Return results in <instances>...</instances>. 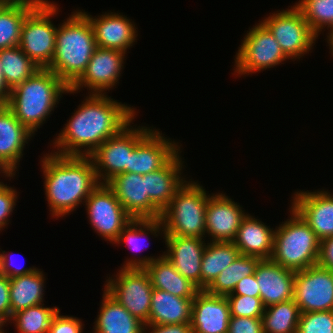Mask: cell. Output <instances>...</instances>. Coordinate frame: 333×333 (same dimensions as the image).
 I'll list each match as a JSON object with an SVG mask.
<instances>
[{
    "mask_svg": "<svg viewBox=\"0 0 333 333\" xmlns=\"http://www.w3.org/2000/svg\"><path fill=\"white\" fill-rule=\"evenodd\" d=\"M300 314L294 299L265 307L261 317L264 333H297Z\"/></svg>",
    "mask_w": 333,
    "mask_h": 333,
    "instance_id": "836d02e7",
    "label": "cell"
},
{
    "mask_svg": "<svg viewBox=\"0 0 333 333\" xmlns=\"http://www.w3.org/2000/svg\"><path fill=\"white\" fill-rule=\"evenodd\" d=\"M0 63V104H6L8 102L11 90L5 83L3 71Z\"/></svg>",
    "mask_w": 333,
    "mask_h": 333,
    "instance_id": "c3c4849f",
    "label": "cell"
},
{
    "mask_svg": "<svg viewBox=\"0 0 333 333\" xmlns=\"http://www.w3.org/2000/svg\"><path fill=\"white\" fill-rule=\"evenodd\" d=\"M226 193L210 194L206 206V232L210 242H232L247 215ZM211 237V238H210Z\"/></svg>",
    "mask_w": 333,
    "mask_h": 333,
    "instance_id": "2e32d148",
    "label": "cell"
},
{
    "mask_svg": "<svg viewBox=\"0 0 333 333\" xmlns=\"http://www.w3.org/2000/svg\"><path fill=\"white\" fill-rule=\"evenodd\" d=\"M106 184L132 218H161L162 211L146 195V179H143V175L120 173Z\"/></svg>",
    "mask_w": 333,
    "mask_h": 333,
    "instance_id": "e0dca14e",
    "label": "cell"
},
{
    "mask_svg": "<svg viewBox=\"0 0 333 333\" xmlns=\"http://www.w3.org/2000/svg\"><path fill=\"white\" fill-rule=\"evenodd\" d=\"M276 12L264 17L261 22L269 29L289 59L300 60L313 49L318 36L295 5Z\"/></svg>",
    "mask_w": 333,
    "mask_h": 333,
    "instance_id": "30bf717a",
    "label": "cell"
},
{
    "mask_svg": "<svg viewBox=\"0 0 333 333\" xmlns=\"http://www.w3.org/2000/svg\"><path fill=\"white\" fill-rule=\"evenodd\" d=\"M230 307V316L261 318L265 307L260 297L248 295H226Z\"/></svg>",
    "mask_w": 333,
    "mask_h": 333,
    "instance_id": "f35d334b",
    "label": "cell"
},
{
    "mask_svg": "<svg viewBox=\"0 0 333 333\" xmlns=\"http://www.w3.org/2000/svg\"><path fill=\"white\" fill-rule=\"evenodd\" d=\"M327 36V43L331 52V55L333 56V31L329 33Z\"/></svg>",
    "mask_w": 333,
    "mask_h": 333,
    "instance_id": "681fc988",
    "label": "cell"
},
{
    "mask_svg": "<svg viewBox=\"0 0 333 333\" xmlns=\"http://www.w3.org/2000/svg\"><path fill=\"white\" fill-rule=\"evenodd\" d=\"M153 235L165 237L164 225L161 218L156 219H131V221L120 232L113 244H126L132 251H142L141 239ZM163 235V236H162Z\"/></svg>",
    "mask_w": 333,
    "mask_h": 333,
    "instance_id": "d590c367",
    "label": "cell"
},
{
    "mask_svg": "<svg viewBox=\"0 0 333 333\" xmlns=\"http://www.w3.org/2000/svg\"><path fill=\"white\" fill-rule=\"evenodd\" d=\"M290 207V219L275 228L271 260L296 272L318 264L320 240L301 215Z\"/></svg>",
    "mask_w": 333,
    "mask_h": 333,
    "instance_id": "5b68a950",
    "label": "cell"
},
{
    "mask_svg": "<svg viewBox=\"0 0 333 333\" xmlns=\"http://www.w3.org/2000/svg\"><path fill=\"white\" fill-rule=\"evenodd\" d=\"M274 231L275 229L248 213L243 218L232 242L239 249L240 255L271 259Z\"/></svg>",
    "mask_w": 333,
    "mask_h": 333,
    "instance_id": "484cf974",
    "label": "cell"
},
{
    "mask_svg": "<svg viewBox=\"0 0 333 333\" xmlns=\"http://www.w3.org/2000/svg\"><path fill=\"white\" fill-rule=\"evenodd\" d=\"M291 206L301 215L322 241L333 236V194L317 190L295 191Z\"/></svg>",
    "mask_w": 333,
    "mask_h": 333,
    "instance_id": "ac0fdd59",
    "label": "cell"
},
{
    "mask_svg": "<svg viewBox=\"0 0 333 333\" xmlns=\"http://www.w3.org/2000/svg\"><path fill=\"white\" fill-rule=\"evenodd\" d=\"M40 161L44 192L54 218L75 211L100 184L89 156H62L51 152Z\"/></svg>",
    "mask_w": 333,
    "mask_h": 333,
    "instance_id": "7a4b0ae2",
    "label": "cell"
},
{
    "mask_svg": "<svg viewBox=\"0 0 333 333\" xmlns=\"http://www.w3.org/2000/svg\"><path fill=\"white\" fill-rule=\"evenodd\" d=\"M180 153L179 150L162 168L143 175V179H146V195L161 211L187 181L182 176L186 166Z\"/></svg>",
    "mask_w": 333,
    "mask_h": 333,
    "instance_id": "d4e9b609",
    "label": "cell"
},
{
    "mask_svg": "<svg viewBox=\"0 0 333 333\" xmlns=\"http://www.w3.org/2000/svg\"><path fill=\"white\" fill-rule=\"evenodd\" d=\"M89 19L93 30L96 47L114 49L127 54L137 42V28L127 16L118 12H105V14L93 17L81 10Z\"/></svg>",
    "mask_w": 333,
    "mask_h": 333,
    "instance_id": "d6986e66",
    "label": "cell"
},
{
    "mask_svg": "<svg viewBox=\"0 0 333 333\" xmlns=\"http://www.w3.org/2000/svg\"><path fill=\"white\" fill-rule=\"evenodd\" d=\"M10 278L0 274V322H9L11 320L10 306Z\"/></svg>",
    "mask_w": 333,
    "mask_h": 333,
    "instance_id": "ee69618b",
    "label": "cell"
},
{
    "mask_svg": "<svg viewBox=\"0 0 333 333\" xmlns=\"http://www.w3.org/2000/svg\"><path fill=\"white\" fill-rule=\"evenodd\" d=\"M45 274L40 269L10 278V306L12 315L31 306L43 304Z\"/></svg>",
    "mask_w": 333,
    "mask_h": 333,
    "instance_id": "f1b7e54d",
    "label": "cell"
},
{
    "mask_svg": "<svg viewBox=\"0 0 333 333\" xmlns=\"http://www.w3.org/2000/svg\"><path fill=\"white\" fill-rule=\"evenodd\" d=\"M149 331H148V330ZM142 333H193L191 323L181 324H144Z\"/></svg>",
    "mask_w": 333,
    "mask_h": 333,
    "instance_id": "f6af8a7d",
    "label": "cell"
},
{
    "mask_svg": "<svg viewBox=\"0 0 333 333\" xmlns=\"http://www.w3.org/2000/svg\"><path fill=\"white\" fill-rule=\"evenodd\" d=\"M34 135L15 117L6 104H0V165L16 175L25 145Z\"/></svg>",
    "mask_w": 333,
    "mask_h": 333,
    "instance_id": "603a6c76",
    "label": "cell"
},
{
    "mask_svg": "<svg viewBox=\"0 0 333 333\" xmlns=\"http://www.w3.org/2000/svg\"><path fill=\"white\" fill-rule=\"evenodd\" d=\"M84 325L77 317L60 315L59 313L48 333H83Z\"/></svg>",
    "mask_w": 333,
    "mask_h": 333,
    "instance_id": "b9f144b4",
    "label": "cell"
},
{
    "mask_svg": "<svg viewBox=\"0 0 333 333\" xmlns=\"http://www.w3.org/2000/svg\"><path fill=\"white\" fill-rule=\"evenodd\" d=\"M125 262L120 268H144L150 277L153 288L182 298H194L200 290L189 279L182 276L164 254L158 257L127 258Z\"/></svg>",
    "mask_w": 333,
    "mask_h": 333,
    "instance_id": "9a60e30c",
    "label": "cell"
},
{
    "mask_svg": "<svg viewBox=\"0 0 333 333\" xmlns=\"http://www.w3.org/2000/svg\"><path fill=\"white\" fill-rule=\"evenodd\" d=\"M194 298H182L169 292L153 288L149 324L191 323Z\"/></svg>",
    "mask_w": 333,
    "mask_h": 333,
    "instance_id": "83f0119b",
    "label": "cell"
},
{
    "mask_svg": "<svg viewBox=\"0 0 333 333\" xmlns=\"http://www.w3.org/2000/svg\"><path fill=\"white\" fill-rule=\"evenodd\" d=\"M126 53L96 47L83 74L69 87L67 93H78L87 87L88 94H107L116 88L124 68ZM81 89V90H80ZM79 90V91H78Z\"/></svg>",
    "mask_w": 333,
    "mask_h": 333,
    "instance_id": "4fadbf2b",
    "label": "cell"
},
{
    "mask_svg": "<svg viewBox=\"0 0 333 333\" xmlns=\"http://www.w3.org/2000/svg\"><path fill=\"white\" fill-rule=\"evenodd\" d=\"M206 192L197 181L184 183L162 211L165 235L207 237L205 216L210 194Z\"/></svg>",
    "mask_w": 333,
    "mask_h": 333,
    "instance_id": "8992f818",
    "label": "cell"
},
{
    "mask_svg": "<svg viewBox=\"0 0 333 333\" xmlns=\"http://www.w3.org/2000/svg\"><path fill=\"white\" fill-rule=\"evenodd\" d=\"M15 188L7 186L0 181V231L9 224V217L16 206L17 194ZM8 222V223H7Z\"/></svg>",
    "mask_w": 333,
    "mask_h": 333,
    "instance_id": "ab89813d",
    "label": "cell"
},
{
    "mask_svg": "<svg viewBox=\"0 0 333 333\" xmlns=\"http://www.w3.org/2000/svg\"><path fill=\"white\" fill-rule=\"evenodd\" d=\"M125 104L107 94H88L53 139L56 151L52 150V153L90 156L103 142L116 136L136 118L138 112L135 107Z\"/></svg>",
    "mask_w": 333,
    "mask_h": 333,
    "instance_id": "6da1fadb",
    "label": "cell"
},
{
    "mask_svg": "<svg viewBox=\"0 0 333 333\" xmlns=\"http://www.w3.org/2000/svg\"><path fill=\"white\" fill-rule=\"evenodd\" d=\"M297 333H333V310L301 313Z\"/></svg>",
    "mask_w": 333,
    "mask_h": 333,
    "instance_id": "74e56055",
    "label": "cell"
},
{
    "mask_svg": "<svg viewBox=\"0 0 333 333\" xmlns=\"http://www.w3.org/2000/svg\"><path fill=\"white\" fill-rule=\"evenodd\" d=\"M6 323H8V322H0V333H5V331L3 330L4 328V326L5 325H7Z\"/></svg>",
    "mask_w": 333,
    "mask_h": 333,
    "instance_id": "f5cc1de1",
    "label": "cell"
},
{
    "mask_svg": "<svg viewBox=\"0 0 333 333\" xmlns=\"http://www.w3.org/2000/svg\"><path fill=\"white\" fill-rule=\"evenodd\" d=\"M59 313L58 307H46L43 303L14 313L10 322L18 333H48Z\"/></svg>",
    "mask_w": 333,
    "mask_h": 333,
    "instance_id": "e575fe53",
    "label": "cell"
},
{
    "mask_svg": "<svg viewBox=\"0 0 333 333\" xmlns=\"http://www.w3.org/2000/svg\"><path fill=\"white\" fill-rule=\"evenodd\" d=\"M239 255L233 242L207 241L201 261V290H205Z\"/></svg>",
    "mask_w": 333,
    "mask_h": 333,
    "instance_id": "f546056e",
    "label": "cell"
},
{
    "mask_svg": "<svg viewBox=\"0 0 333 333\" xmlns=\"http://www.w3.org/2000/svg\"><path fill=\"white\" fill-rule=\"evenodd\" d=\"M318 265L333 271V236L320 241Z\"/></svg>",
    "mask_w": 333,
    "mask_h": 333,
    "instance_id": "7dc6e473",
    "label": "cell"
},
{
    "mask_svg": "<svg viewBox=\"0 0 333 333\" xmlns=\"http://www.w3.org/2000/svg\"><path fill=\"white\" fill-rule=\"evenodd\" d=\"M230 307L226 296L199 290L192 302L193 333H228Z\"/></svg>",
    "mask_w": 333,
    "mask_h": 333,
    "instance_id": "44dd1931",
    "label": "cell"
},
{
    "mask_svg": "<svg viewBox=\"0 0 333 333\" xmlns=\"http://www.w3.org/2000/svg\"><path fill=\"white\" fill-rule=\"evenodd\" d=\"M85 207L92 229L112 244L133 219L106 183H100L90 193Z\"/></svg>",
    "mask_w": 333,
    "mask_h": 333,
    "instance_id": "7c38bea8",
    "label": "cell"
},
{
    "mask_svg": "<svg viewBox=\"0 0 333 333\" xmlns=\"http://www.w3.org/2000/svg\"><path fill=\"white\" fill-rule=\"evenodd\" d=\"M241 40L238 52L235 55L234 72L237 76L249 75L261 72L284 64L285 60H290L282 51L280 44L260 21L255 24Z\"/></svg>",
    "mask_w": 333,
    "mask_h": 333,
    "instance_id": "9c48e42d",
    "label": "cell"
},
{
    "mask_svg": "<svg viewBox=\"0 0 333 333\" xmlns=\"http://www.w3.org/2000/svg\"><path fill=\"white\" fill-rule=\"evenodd\" d=\"M12 253L11 255L7 254L6 251L1 250L0 251V274L7 276L8 278H13L16 276H22L27 275L35 270H37V267H21V266H15L14 262L12 263ZM14 266V267H13Z\"/></svg>",
    "mask_w": 333,
    "mask_h": 333,
    "instance_id": "7bdbcfd3",
    "label": "cell"
},
{
    "mask_svg": "<svg viewBox=\"0 0 333 333\" xmlns=\"http://www.w3.org/2000/svg\"><path fill=\"white\" fill-rule=\"evenodd\" d=\"M166 251L164 256L175 269L201 290V261L206 241L197 237L164 235Z\"/></svg>",
    "mask_w": 333,
    "mask_h": 333,
    "instance_id": "7402d4cb",
    "label": "cell"
},
{
    "mask_svg": "<svg viewBox=\"0 0 333 333\" xmlns=\"http://www.w3.org/2000/svg\"><path fill=\"white\" fill-rule=\"evenodd\" d=\"M57 3L41 0L25 17L19 48L40 68L47 69L55 52L57 28L51 21Z\"/></svg>",
    "mask_w": 333,
    "mask_h": 333,
    "instance_id": "52a82bcc",
    "label": "cell"
},
{
    "mask_svg": "<svg viewBox=\"0 0 333 333\" xmlns=\"http://www.w3.org/2000/svg\"><path fill=\"white\" fill-rule=\"evenodd\" d=\"M228 333H264L262 319L230 316Z\"/></svg>",
    "mask_w": 333,
    "mask_h": 333,
    "instance_id": "60d3db41",
    "label": "cell"
},
{
    "mask_svg": "<svg viewBox=\"0 0 333 333\" xmlns=\"http://www.w3.org/2000/svg\"><path fill=\"white\" fill-rule=\"evenodd\" d=\"M116 277V278H115ZM104 289L144 324H148L153 287L144 268H120Z\"/></svg>",
    "mask_w": 333,
    "mask_h": 333,
    "instance_id": "8fae6325",
    "label": "cell"
},
{
    "mask_svg": "<svg viewBox=\"0 0 333 333\" xmlns=\"http://www.w3.org/2000/svg\"><path fill=\"white\" fill-rule=\"evenodd\" d=\"M0 63L5 83L10 90L40 69L19 46L0 50Z\"/></svg>",
    "mask_w": 333,
    "mask_h": 333,
    "instance_id": "d6a6232c",
    "label": "cell"
},
{
    "mask_svg": "<svg viewBox=\"0 0 333 333\" xmlns=\"http://www.w3.org/2000/svg\"><path fill=\"white\" fill-rule=\"evenodd\" d=\"M178 144L153 128L133 149L130 173L145 175L162 168L181 149Z\"/></svg>",
    "mask_w": 333,
    "mask_h": 333,
    "instance_id": "ffe728a7",
    "label": "cell"
},
{
    "mask_svg": "<svg viewBox=\"0 0 333 333\" xmlns=\"http://www.w3.org/2000/svg\"><path fill=\"white\" fill-rule=\"evenodd\" d=\"M55 52L48 70L70 87L85 71L96 49L93 27L77 9L64 19L56 32Z\"/></svg>",
    "mask_w": 333,
    "mask_h": 333,
    "instance_id": "277c9868",
    "label": "cell"
},
{
    "mask_svg": "<svg viewBox=\"0 0 333 333\" xmlns=\"http://www.w3.org/2000/svg\"><path fill=\"white\" fill-rule=\"evenodd\" d=\"M38 3H0V50L19 46L23 21Z\"/></svg>",
    "mask_w": 333,
    "mask_h": 333,
    "instance_id": "4dcf8cb0",
    "label": "cell"
},
{
    "mask_svg": "<svg viewBox=\"0 0 333 333\" xmlns=\"http://www.w3.org/2000/svg\"><path fill=\"white\" fill-rule=\"evenodd\" d=\"M134 119L116 136L108 138L89 157L92 159L99 183H107L120 173H130L131 153L136 145L152 130L138 126ZM151 128V129H150Z\"/></svg>",
    "mask_w": 333,
    "mask_h": 333,
    "instance_id": "ba28073f",
    "label": "cell"
},
{
    "mask_svg": "<svg viewBox=\"0 0 333 333\" xmlns=\"http://www.w3.org/2000/svg\"><path fill=\"white\" fill-rule=\"evenodd\" d=\"M228 295H248L260 297L259 285L256 281L255 274L243 277L236 285L232 293Z\"/></svg>",
    "mask_w": 333,
    "mask_h": 333,
    "instance_id": "bcb514c9",
    "label": "cell"
},
{
    "mask_svg": "<svg viewBox=\"0 0 333 333\" xmlns=\"http://www.w3.org/2000/svg\"><path fill=\"white\" fill-rule=\"evenodd\" d=\"M294 300L301 313L333 310V271L318 264L296 271Z\"/></svg>",
    "mask_w": 333,
    "mask_h": 333,
    "instance_id": "5bb4252c",
    "label": "cell"
},
{
    "mask_svg": "<svg viewBox=\"0 0 333 333\" xmlns=\"http://www.w3.org/2000/svg\"><path fill=\"white\" fill-rule=\"evenodd\" d=\"M260 260L255 256L239 255L205 290L210 294L220 296L232 293L243 277L255 273V268Z\"/></svg>",
    "mask_w": 333,
    "mask_h": 333,
    "instance_id": "1f68e13d",
    "label": "cell"
},
{
    "mask_svg": "<svg viewBox=\"0 0 333 333\" xmlns=\"http://www.w3.org/2000/svg\"><path fill=\"white\" fill-rule=\"evenodd\" d=\"M2 173V175L4 176V177H8V178H10L9 180H11V178H14V176L15 175H10L1 165H0V174Z\"/></svg>",
    "mask_w": 333,
    "mask_h": 333,
    "instance_id": "816d5d0a",
    "label": "cell"
},
{
    "mask_svg": "<svg viewBox=\"0 0 333 333\" xmlns=\"http://www.w3.org/2000/svg\"><path fill=\"white\" fill-rule=\"evenodd\" d=\"M69 87L52 71L38 69L30 78L14 87L6 105L33 134L38 132Z\"/></svg>",
    "mask_w": 333,
    "mask_h": 333,
    "instance_id": "3957f363",
    "label": "cell"
},
{
    "mask_svg": "<svg viewBox=\"0 0 333 333\" xmlns=\"http://www.w3.org/2000/svg\"><path fill=\"white\" fill-rule=\"evenodd\" d=\"M92 333H142L144 323L134 317L105 289Z\"/></svg>",
    "mask_w": 333,
    "mask_h": 333,
    "instance_id": "4316f807",
    "label": "cell"
},
{
    "mask_svg": "<svg viewBox=\"0 0 333 333\" xmlns=\"http://www.w3.org/2000/svg\"><path fill=\"white\" fill-rule=\"evenodd\" d=\"M254 274L264 307L294 299L295 271L271 259H261Z\"/></svg>",
    "mask_w": 333,
    "mask_h": 333,
    "instance_id": "cb8c5ba5",
    "label": "cell"
},
{
    "mask_svg": "<svg viewBox=\"0 0 333 333\" xmlns=\"http://www.w3.org/2000/svg\"><path fill=\"white\" fill-rule=\"evenodd\" d=\"M295 6L317 36L326 27L329 31L327 35L333 31V0H299Z\"/></svg>",
    "mask_w": 333,
    "mask_h": 333,
    "instance_id": "8d00e7d4",
    "label": "cell"
},
{
    "mask_svg": "<svg viewBox=\"0 0 333 333\" xmlns=\"http://www.w3.org/2000/svg\"><path fill=\"white\" fill-rule=\"evenodd\" d=\"M41 0H0V3L40 2Z\"/></svg>",
    "mask_w": 333,
    "mask_h": 333,
    "instance_id": "f907efd6",
    "label": "cell"
}]
</instances>
